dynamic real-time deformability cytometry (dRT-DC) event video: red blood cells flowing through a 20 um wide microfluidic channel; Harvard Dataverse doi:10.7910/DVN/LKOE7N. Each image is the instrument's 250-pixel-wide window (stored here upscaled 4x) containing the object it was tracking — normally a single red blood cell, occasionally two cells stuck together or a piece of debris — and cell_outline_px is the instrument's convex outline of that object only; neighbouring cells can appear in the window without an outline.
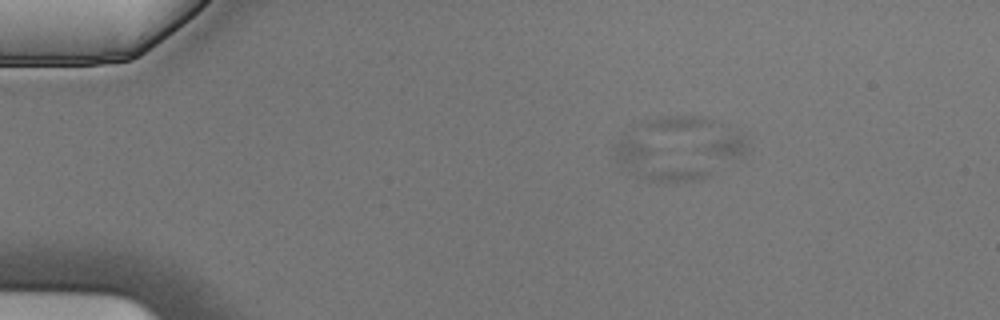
{"species": "Egyptian fruit bat (a non-hibernating species)", "species_latin": "Rousettus aegyptiacus", "temperature_condition": "cold", "stored_images_in_passage": 3, "camera_frame_rate_fps": 3000, "um_per_image_px": 0.085, "animal": {"sex": "male"}, "frame": {"image": 1, "passage_image": 1, "time_ms": 0.0, "image_size_px": [1000, 320], "cell_outline_px": [[708, 176], [696, 180], [656, 184], [628, 172], [616, 160], [616, 144], [624, 136], [708, 172]], "centroid_in_image_um": [55.63, 13.93], "position_along_channel_um": 29.4, "area_um2": 16.88}}